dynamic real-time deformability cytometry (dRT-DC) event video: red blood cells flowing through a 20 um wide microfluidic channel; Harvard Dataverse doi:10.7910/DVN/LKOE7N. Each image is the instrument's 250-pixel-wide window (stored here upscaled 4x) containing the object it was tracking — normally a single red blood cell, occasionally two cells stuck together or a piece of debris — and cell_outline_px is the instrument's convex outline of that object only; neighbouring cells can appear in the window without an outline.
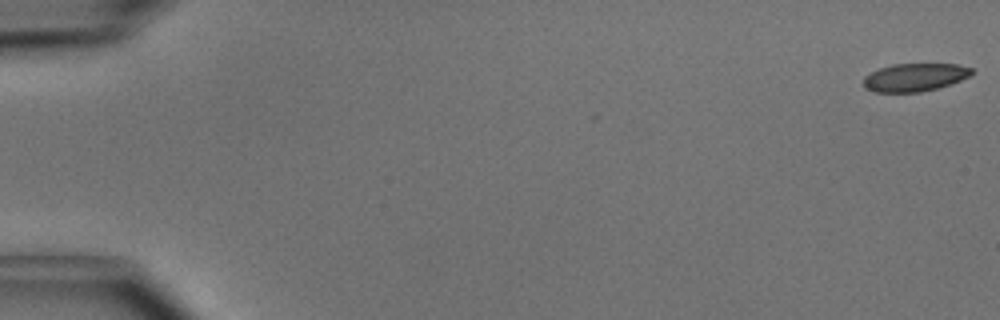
{"species": "common noctule bat (a hibernating species)", "species_latin": "Nyctalus noctula", "temperature_condition": "cold", "stored_images_in_passage": 50, "camera_frame_rate_fps": 3000, "um_per_image_px": 0.085, "animal": {"sex": "male", "body_mass_g": 15.6}, "frame": {"image": 1, "passage_image": 1, "time_ms": 0.0, "image_size_px": [1000, 320], "cell_outline_px": [[972, 72], [968, 76], [960, 80], [936, 88], [920, 92], [876, 92], [864, 88], [864, 76], [880, 68], [892, 64], [956, 64], [972, 68]], "centroid_in_image_um": [77.71, 6.57], "position_along_channel_um": 7.3, "area_um2": 17.4}}
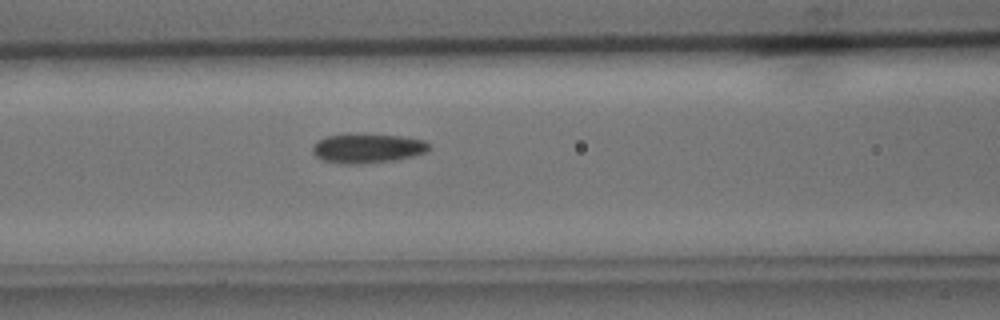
{"frame": {"image": 2, "passage_image": 22, "time_ms": 7.0, "image_size_px": [1000, 320], "cell_outline_px": [[432, 148], [424, 152], [412, 156], [396, 160], [360, 164], [344, 164], [324, 160], [316, 156], [312, 152], [312, 144], [324, 136], [348, 132], [400, 136], [424, 140]], "centroid_in_image_um": [31.18, 12.58], "position_along_channel_um": 135.4, "area_um2": 20.4}}
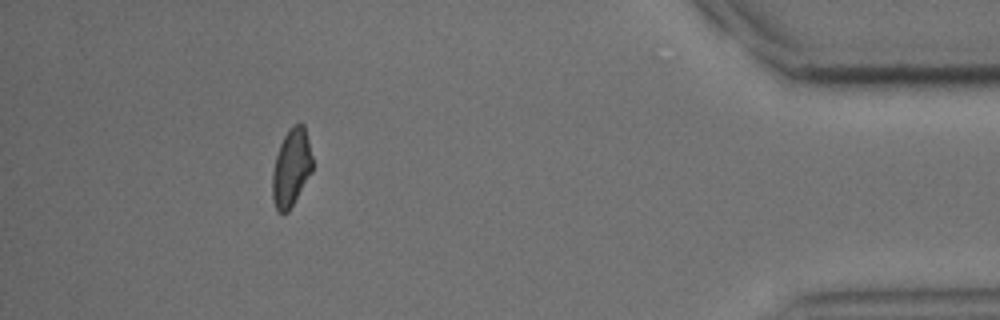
{"frame": {"image": 3, "passage_image": 46, "time_ms": 15.0, "image_size_px": [1000, 320], "cell_outline_px": [[312, 172], [288, 212], [276, 212], [272, 200], [272, 172], [276, 156], [280, 144], [288, 128], [296, 124], [304, 124], [312, 156]], "centroid_in_image_um": [24.74, 14.27], "position_along_channel_um": 410.5, "area_um2": 18.15}, "authors_computed_cell_mechanics": {"area_um2": 19.3919, "velocity_mm_per_s": 4.0517, "shape_relaxation_time_tau1_ms": 2.8973, "shape_relaxation_time_tau2_ms": 3.0239, "deformation_change_tau1": 0.1192, "deformation_change_tau2": 0.0973}}